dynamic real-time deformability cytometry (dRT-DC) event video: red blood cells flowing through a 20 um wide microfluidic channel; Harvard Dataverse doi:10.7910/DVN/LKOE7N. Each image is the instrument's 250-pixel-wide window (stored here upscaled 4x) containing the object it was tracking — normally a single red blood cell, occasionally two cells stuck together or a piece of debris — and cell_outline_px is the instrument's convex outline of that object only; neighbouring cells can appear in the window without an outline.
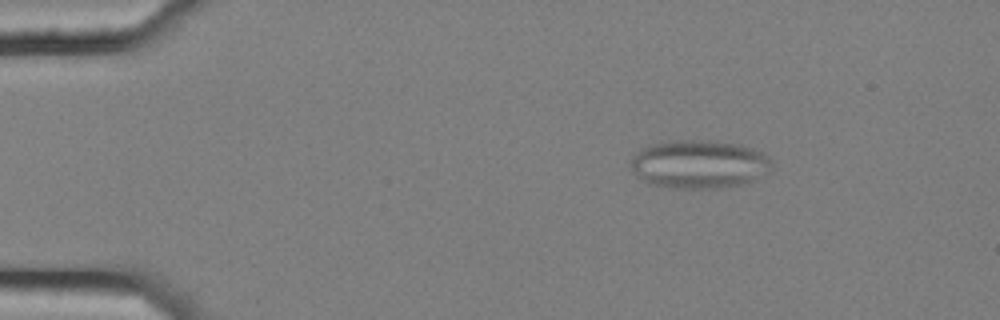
{"species": "common noctule bat (a hibernating species)", "species_latin": "Nyctalus noctula", "temperature_condition": "cold", "stored_images_in_passage": 5, "camera_frame_rate_fps": 3000, "um_per_image_px": 0.085, "animal": {"sex": "female", "body_mass_g": 25.1}, "frame": {"image": 1, "passage_image": 3, "time_ms": 0.667, "image_size_px": [1000, 320], "cell_outline_px": [[772, 168], [768, 172], [756, 180], [744, 184], [716, 188], [676, 188], [652, 184], [636, 176], [632, 172], [632, 160], [636, 152], [640, 148], [652, 144], [676, 140], [708, 140], [740, 144], [752, 148], [768, 156], [772, 160]], "centroid_in_image_um": [59.46, 13.95], "position_along_channel_um": 25.5, "area_um2": 39.88}}